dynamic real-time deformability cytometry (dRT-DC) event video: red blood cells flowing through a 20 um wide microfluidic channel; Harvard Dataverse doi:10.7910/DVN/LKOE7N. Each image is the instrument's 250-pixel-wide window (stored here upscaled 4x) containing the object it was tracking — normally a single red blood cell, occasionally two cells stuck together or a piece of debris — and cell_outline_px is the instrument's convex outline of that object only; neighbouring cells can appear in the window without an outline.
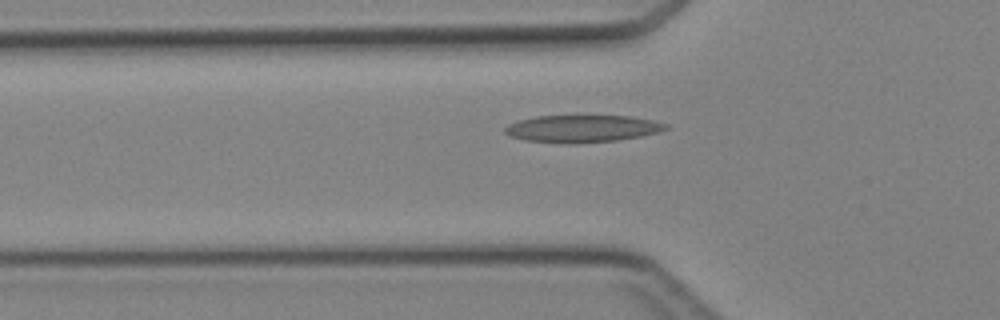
{"species": "Egyptian fruit bat (a non-hibernating species)", "species_latin": "Rousettus aegyptiacus", "temperature_condition": "cold", "stored_images_in_passage": 34, "camera_frame_rate_fps": 3000, "um_per_image_px": 0.085, "animal": {"sex": "female"}, "frame": {"image": 1, "passage_image": 9, "time_ms": 2.667, "image_size_px": [1000, 320], "cell_outline_px": [[668, 128], [660, 132], [640, 136], [616, 140], [572, 144], [524, 140], [512, 136], [504, 132], [504, 128], [508, 124], [516, 120], [536, 116], [628, 116], [652, 120], [668, 124]], "centroid_in_image_um": [49.46, 10.93], "position_along_channel_um": 76.3, "area_um2": 25.49}}
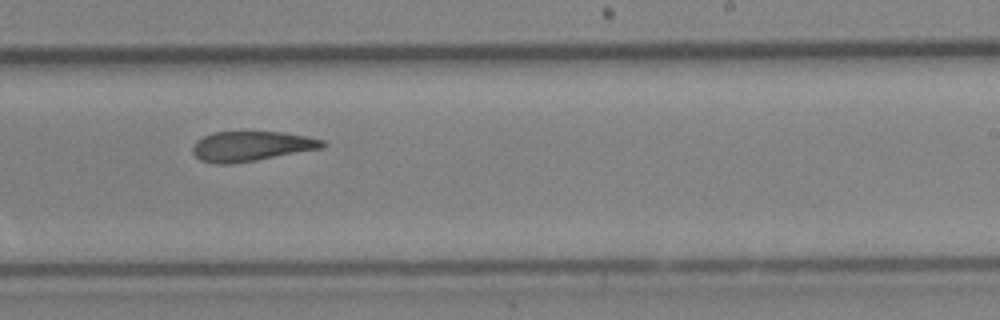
{"frame": {"image": 2, "passage_image": 22, "time_ms": 7.0, "image_size_px": [1000, 320], "cell_outline_px": [[328, 144], [324, 148], [256, 160], [228, 164], [212, 164], [200, 160], [192, 152], [192, 144], [196, 140], [212, 132], [284, 132], [324, 140]], "centroid_in_image_um": [21.35, 12.43], "position_along_channel_um": 267.7, "area_um2": 22.77}}
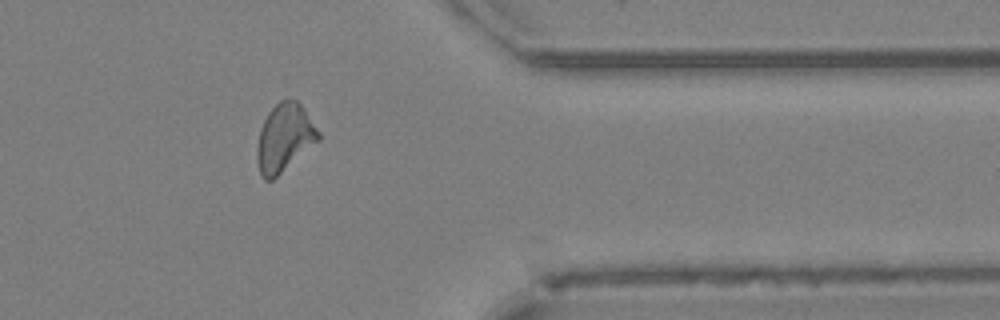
{"frame": {"image": 3, "passage_image": 31, "time_ms": 10.0, "image_size_px": [1000, 320], "cell_outline_px": [[320, 140], [272, 180], [264, 180], [260, 176], [256, 160], [256, 148], [260, 128], [268, 112], [280, 100], [288, 96], [296, 100], [304, 108], [320, 132]], "centroid_in_image_um": [24.16, 11.7], "position_along_channel_um": 387.2, "area_um2": 24.57}}